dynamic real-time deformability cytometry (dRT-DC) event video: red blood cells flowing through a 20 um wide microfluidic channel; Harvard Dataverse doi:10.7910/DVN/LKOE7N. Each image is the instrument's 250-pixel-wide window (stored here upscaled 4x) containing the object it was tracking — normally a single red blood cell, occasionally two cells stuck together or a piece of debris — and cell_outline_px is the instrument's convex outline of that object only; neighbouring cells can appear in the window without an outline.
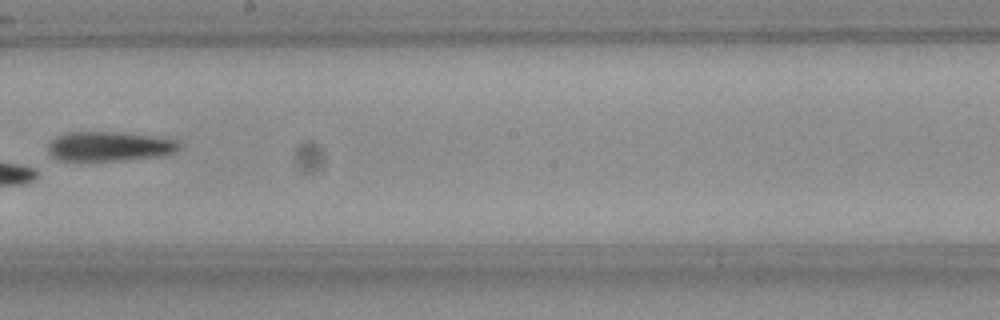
{"species": "Egyptian fruit bat (a non-hibernating species)", "species_latin": "Rousettus aegyptiacus", "temperature_condition": "room temperature", "stored_images_in_passage": 7, "camera_frame_rate_fps": 3000, "um_per_image_px": 0.085, "frame": {"image": 1, "passage_image": 6, "time_ms": 1.667, "image_size_px": [1000, 320], "cell_outline_px": [[180, 148], [172, 152], [156, 156], [108, 160], [56, 160], [48, 152], [48, 144], [56, 136], [68, 132], [116, 132], [156, 136], [176, 140], [180, 144]], "centroid_in_image_um": [9.24, 12.42], "position_along_channel_um": 239.0, "area_um2": 22.14}}
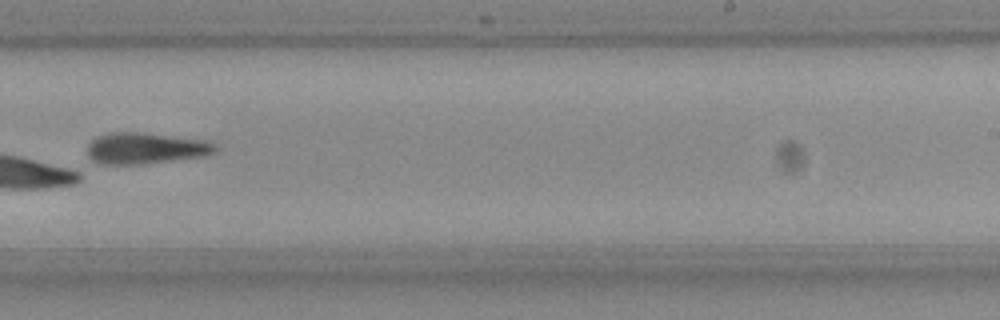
{"frame": {"image": 2, "passage_image": 7, "time_ms": 2.0, "image_size_px": [1000, 320], "cell_outline_px": [[216, 152], [208, 156], [176, 160], [140, 164], [100, 164], [92, 160], [88, 156], [88, 144], [96, 136], [108, 132], [140, 132], [208, 140], [216, 144]], "centroid_in_image_um": [12.4, 12.6], "position_along_channel_um": 276.6, "area_um2": 23.64}}